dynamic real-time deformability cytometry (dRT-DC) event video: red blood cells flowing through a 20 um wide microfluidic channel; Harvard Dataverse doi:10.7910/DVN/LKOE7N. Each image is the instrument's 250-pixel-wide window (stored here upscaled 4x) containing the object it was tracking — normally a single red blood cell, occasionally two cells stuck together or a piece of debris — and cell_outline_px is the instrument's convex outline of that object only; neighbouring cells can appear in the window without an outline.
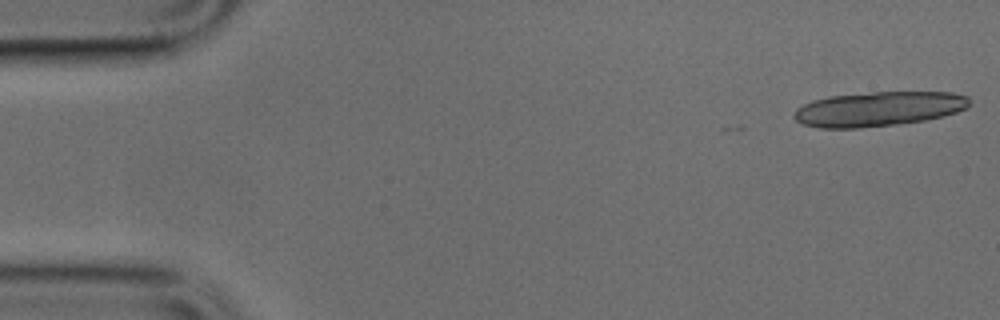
{"species": "common noctule bat (a hibernating species)", "species_latin": "Nyctalus noctula", "temperature_condition": "cold", "stored_images_in_passage": 15, "camera_frame_rate_fps": 3000, "um_per_image_px": 0.085, "animal": {"sex": "male", "body_mass_g": 17.9, "forearm_length_mm": 54.2}, "frame": {"image": 1, "passage_image": 1, "time_ms": 0.0, "image_size_px": [1000, 320], "cell_outline_px": [[968, 108], [944, 116], [924, 120], [896, 124], [856, 128], [820, 128], [804, 124], [796, 120], [792, 116], [796, 108], [812, 100], [828, 96], [872, 92], [952, 92], [968, 96]], "centroid_in_image_um": [74.66, 9.25], "position_along_channel_um": 10.3, "area_um2": 35.37}}